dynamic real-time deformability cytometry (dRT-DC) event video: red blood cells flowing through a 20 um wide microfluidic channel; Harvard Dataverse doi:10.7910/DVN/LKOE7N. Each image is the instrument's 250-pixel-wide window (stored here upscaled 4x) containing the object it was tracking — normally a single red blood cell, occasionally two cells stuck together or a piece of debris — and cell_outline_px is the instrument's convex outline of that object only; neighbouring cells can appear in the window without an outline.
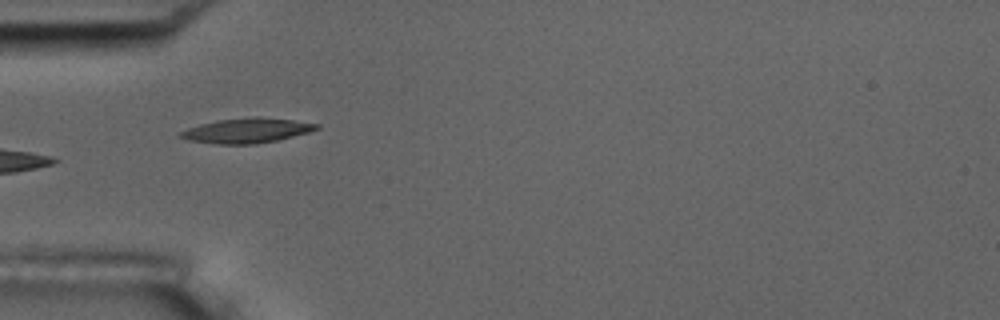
{"species": "common noctule bat (a hibernating species)", "species_latin": "Nyctalus noctula", "temperature_condition": "room temperature", "stored_images_in_passage": 5, "camera_frame_rate_fps": 3000, "um_per_image_px": 0.085, "animal": {"sex": "male", "body_mass_g": 17.5, "forearm_length_mm": 52.3}, "frame": {"image": 1, "passage_image": 4, "time_ms": 4.333, "image_size_px": [1000, 320], "cell_outline_px": [[320, 128], [308, 132], [280, 140], [256, 144], [216, 144], [188, 140], [176, 136], [180, 132], [188, 128], [200, 124], [216, 120], [256, 116], [292, 120], [320, 124]], "centroid_in_image_um": [20.97, 11.1], "position_along_channel_um": 64.0, "area_um2": 19.83}}